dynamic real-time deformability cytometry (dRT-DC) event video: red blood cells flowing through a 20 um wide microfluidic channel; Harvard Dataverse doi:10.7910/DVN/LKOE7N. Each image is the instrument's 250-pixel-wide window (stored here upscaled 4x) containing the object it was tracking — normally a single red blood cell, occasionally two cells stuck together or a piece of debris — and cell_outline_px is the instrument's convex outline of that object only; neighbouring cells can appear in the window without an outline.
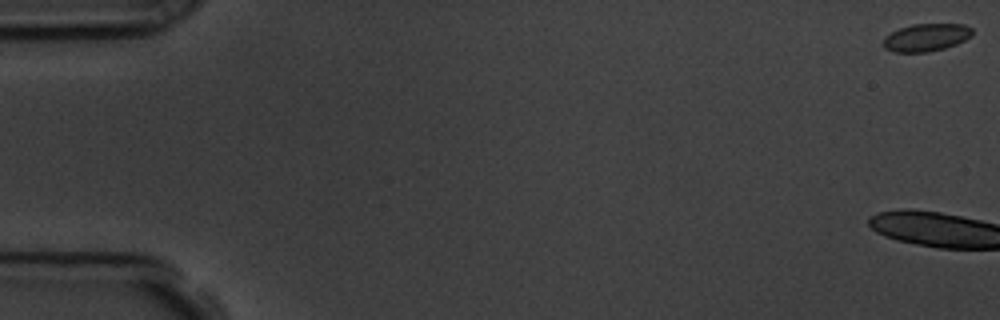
{"species": "common noctule bat (a hibernating species)", "species_latin": "Nyctalus noctula", "temperature_condition": "room temperature", "stored_images_in_passage": 19, "camera_frame_rate_fps": 3000, "um_per_image_px": 0.085, "animal": {"sex": "male", "body_mass_g": 19.5, "forearm_length_mm": 54.6}, "frame": {"image": 1, "passage_image": 1, "time_ms": 0.0, "image_size_px": [1000, 320], "cell_outline_px": [[972, 36], [956, 44], [944, 48], [928, 52], [892, 52], [884, 48], [884, 36], [900, 28], [912, 24], [964, 24], [972, 28]], "centroid_in_image_um": [78.72, 3.18], "position_along_channel_um": 6.3, "area_um2": 14.33}}